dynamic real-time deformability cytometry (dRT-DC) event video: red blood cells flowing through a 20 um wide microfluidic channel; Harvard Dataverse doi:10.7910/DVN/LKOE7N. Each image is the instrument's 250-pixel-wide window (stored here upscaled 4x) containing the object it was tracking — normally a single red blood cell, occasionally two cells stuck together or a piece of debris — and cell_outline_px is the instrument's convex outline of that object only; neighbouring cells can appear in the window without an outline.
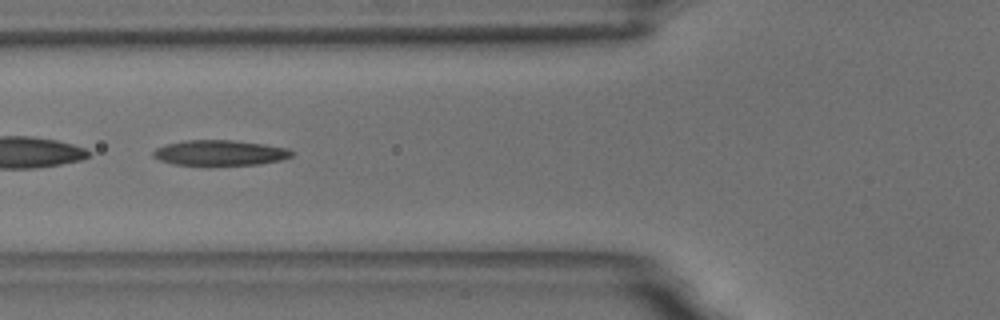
{"species": "common noctule bat (a hibernating species)", "species_latin": "Nyctalus noctula", "temperature_condition": "room temperature", "stored_images_in_passage": 48, "camera_frame_rate_fps": 3000, "um_per_image_px": 0.085, "animal": {"sex": "male", "body_mass_g": 18.8}, "frame": {"image": 1, "passage_image": 14, "time_ms": 4.333, "image_size_px": [1000, 320], "cell_outline_px": [[296, 152], [292, 156], [280, 160], [260, 164], [208, 168], [172, 164], [160, 160], [152, 156], [152, 152], [156, 148], [168, 144], [184, 140], [232, 140], [264, 144], [288, 148]], "centroid_in_image_um": [18.68, 13.04], "position_along_channel_um": 107.1, "area_um2": 21.5}, "authors_computed_cell_mechanics": {"area_um2": 20.6057, "velocity_mm_per_s": 3.7122, "shape_relaxation_time_tau1_ms": 9.2177, "shape_relaxation_time_tau2_ms": 4.0977, "deformation_change_tau1": 0.2243, "deformation_change_tau2": 0.1545}}